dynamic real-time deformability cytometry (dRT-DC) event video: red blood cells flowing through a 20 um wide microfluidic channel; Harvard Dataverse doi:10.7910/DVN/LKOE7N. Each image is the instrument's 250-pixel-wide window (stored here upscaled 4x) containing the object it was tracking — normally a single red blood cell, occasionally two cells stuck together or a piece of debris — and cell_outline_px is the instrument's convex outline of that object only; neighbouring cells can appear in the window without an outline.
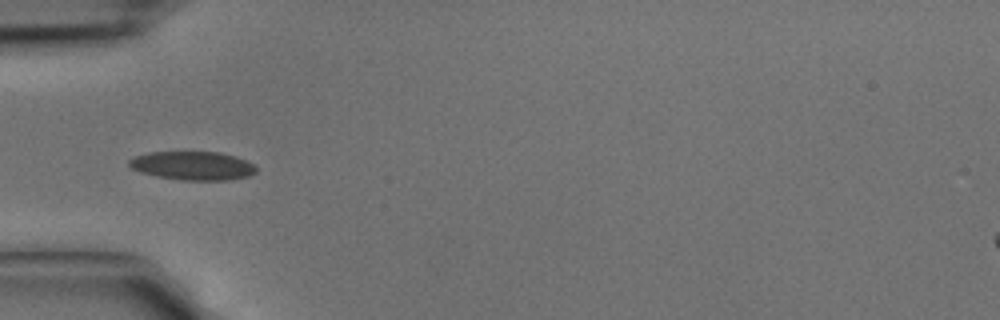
{"species": "common noctule bat (a hibernating species)", "species_latin": "Nyctalus noctula", "temperature_condition": "cold", "stored_images_in_passage": 11, "camera_frame_rate_fps": 3000, "um_per_image_px": 0.085, "animal": {"sex": "male", "body_mass_g": 15.6}, "frame": {"image": 1, "passage_image": 4, "time_ms": 1.0, "image_size_px": [1000, 320], "cell_outline_px": [[256, 172], [248, 176], [228, 180], [184, 180], [156, 176], [140, 172], [132, 168], [128, 164], [128, 160], [132, 156], [148, 152], [220, 152], [236, 156], [252, 164], [256, 168]], "centroid_in_image_um": [16.34, 14.08], "position_along_channel_um": 68.7, "area_um2": 21.21}}